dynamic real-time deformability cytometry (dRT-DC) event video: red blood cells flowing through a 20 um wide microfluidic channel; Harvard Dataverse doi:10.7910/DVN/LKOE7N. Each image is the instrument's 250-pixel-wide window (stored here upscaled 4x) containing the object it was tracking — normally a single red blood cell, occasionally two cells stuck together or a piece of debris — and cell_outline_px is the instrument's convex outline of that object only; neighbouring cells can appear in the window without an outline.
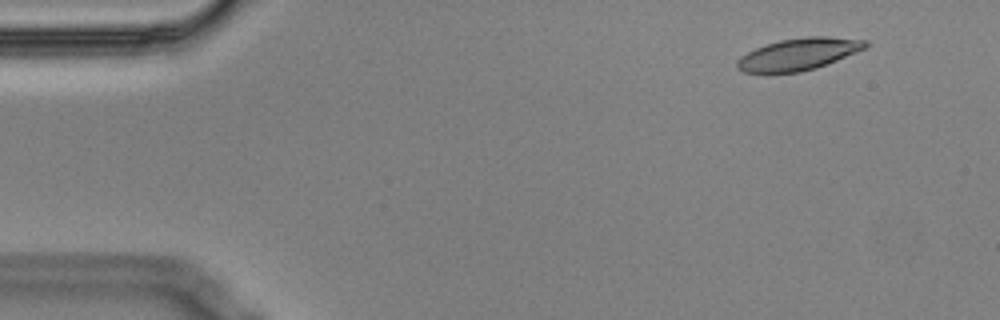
{"species": "Egyptian fruit bat (a non-hibernating species)", "species_latin": "Rousettus aegyptiacus", "temperature_condition": "cold", "stored_images_in_passage": 11, "camera_frame_rate_fps": 3000, "um_per_image_px": 0.085, "animal": {"sex": "male"}, "frame": {"image": 1, "passage_image": 2, "time_ms": 0.333, "image_size_px": [1000, 320], "cell_outline_px": [[868, 44], [864, 48], [856, 52], [816, 68], [800, 72], [744, 72], [736, 68], [736, 60], [740, 56], [756, 48], [780, 40], [804, 36], [828, 36], [868, 40]], "centroid_in_image_um": [67.87, 4.59], "position_along_channel_um": 17.1, "area_um2": 23.7}}
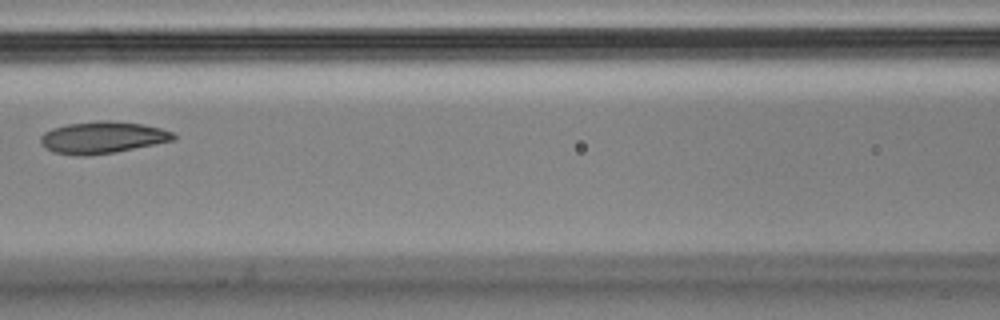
{"frame": {"image": 2, "passage_image": 7, "time_ms": 2.0, "image_size_px": [1000, 320], "cell_outline_px": [[176, 140], [112, 152], [88, 156], [76, 156], [52, 152], [44, 148], [40, 144], [40, 136], [44, 132], [52, 128], [68, 124], [100, 120], [108, 120], [140, 124], [160, 128], [172, 132], [176, 136]], "centroid_in_image_um": [8.65, 11.69], "position_along_channel_um": 157.9, "area_um2": 24.68}}
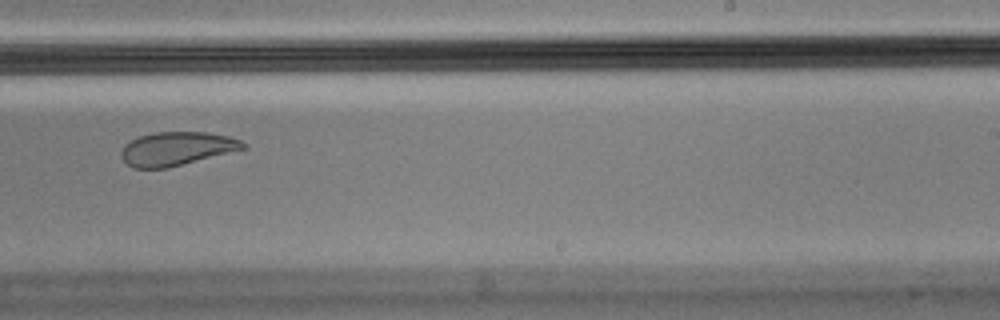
{"frame": {"image": 3, "passage_image": 10, "time_ms": 3.0, "image_size_px": [1000, 320], "cell_outline_px": [[248, 148], [168, 168], [132, 168], [120, 156], [120, 152], [124, 144], [140, 136], [156, 132], [208, 132], [228, 136], [240, 140], [248, 144]], "centroid_in_image_um": [15.04, 12.64], "position_along_channel_um": 274.0, "area_um2": 23.99}}